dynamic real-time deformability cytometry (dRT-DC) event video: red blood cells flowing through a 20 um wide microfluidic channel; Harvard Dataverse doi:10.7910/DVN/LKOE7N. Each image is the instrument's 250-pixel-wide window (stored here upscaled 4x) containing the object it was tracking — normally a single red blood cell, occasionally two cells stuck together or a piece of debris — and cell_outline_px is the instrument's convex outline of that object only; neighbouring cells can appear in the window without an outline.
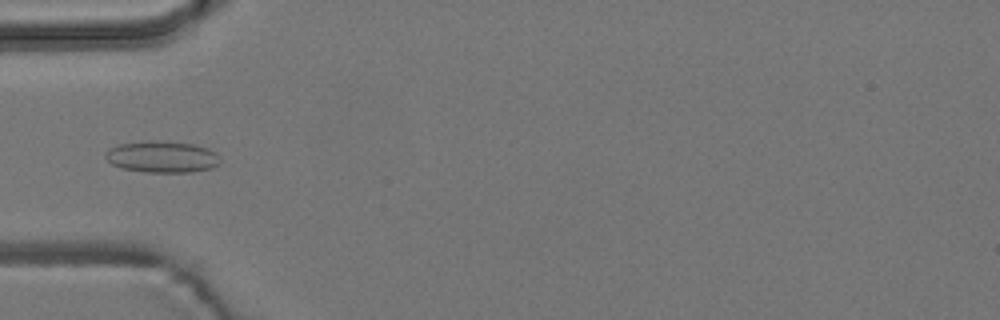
{"species": "common noctule bat (a hibernating species)", "species_latin": "Nyctalus noctula", "temperature_condition": "room temperature", "stored_images_in_passage": 5, "camera_frame_rate_fps": 3000, "um_per_image_px": 0.085, "animal": {"sex": "male", "body_mass_g": 19.2, "forearm_length_mm": 51.8}, "frame": {"image": 1, "passage_image": 5, "time_ms": 4.667, "image_size_px": [1000, 320], "cell_outline_px": [[220, 160], [212, 168], [192, 172], [144, 172], [120, 168], [112, 164], [104, 156], [112, 148], [120, 144], [144, 140], [160, 140], [192, 144], [208, 148], [216, 152]], "centroid_in_image_um": [13.78, 13.32], "position_along_channel_um": 71.2, "area_um2": 21.1}}